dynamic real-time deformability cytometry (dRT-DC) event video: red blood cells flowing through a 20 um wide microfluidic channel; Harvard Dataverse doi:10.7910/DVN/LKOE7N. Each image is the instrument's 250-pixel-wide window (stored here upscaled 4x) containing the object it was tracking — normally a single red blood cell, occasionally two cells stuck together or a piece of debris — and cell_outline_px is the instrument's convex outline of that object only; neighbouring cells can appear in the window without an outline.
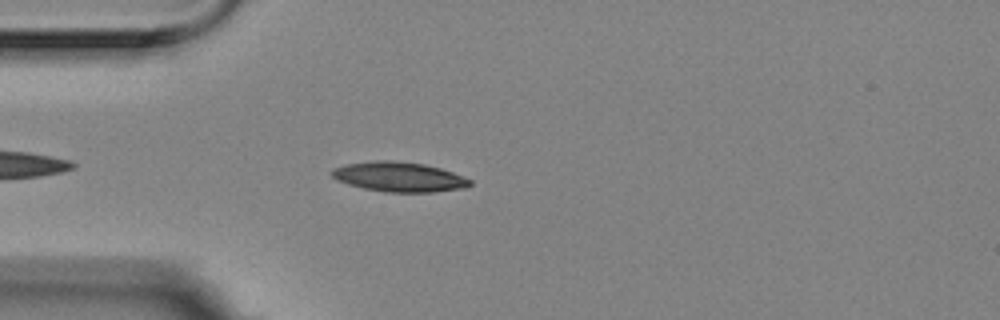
{"species": "Egyptian fruit bat (a non-hibernating species)", "species_latin": "Rousettus aegyptiacus", "temperature_condition": "room temperature", "stored_images_in_passage": 30, "camera_frame_rate_fps": 3000, "um_per_image_px": 0.085, "animal": {"sex": "female"}, "frame": {"image": 1, "passage_image": 5, "time_ms": 1.333, "image_size_px": [1000, 320], "cell_outline_px": [[472, 184], [468, 188], [432, 192], [384, 192], [364, 188], [348, 184], [336, 180], [332, 176], [332, 168], [348, 164], [376, 160], [388, 160], [424, 164], [440, 168], [452, 172], [472, 180]], "centroid_in_image_um": [33.95, 15.04], "position_along_channel_um": 51.1, "area_um2": 23.93}}
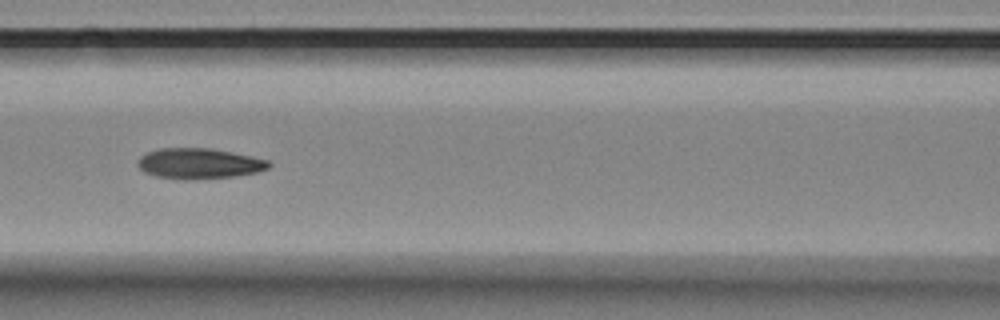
{"frame": {"image": 2, "passage_image": 14, "time_ms": 4.333, "image_size_px": [1000, 320], "cell_outline_px": [[272, 164], [268, 168], [256, 172], [232, 176], [184, 180], [156, 176], [144, 172], [136, 164], [140, 156], [148, 152], [160, 148], [212, 148], [252, 156], [268, 160]], "centroid_in_image_um": [16.9, 13.89], "position_along_channel_um": 149.7, "area_um2": 23.24}}
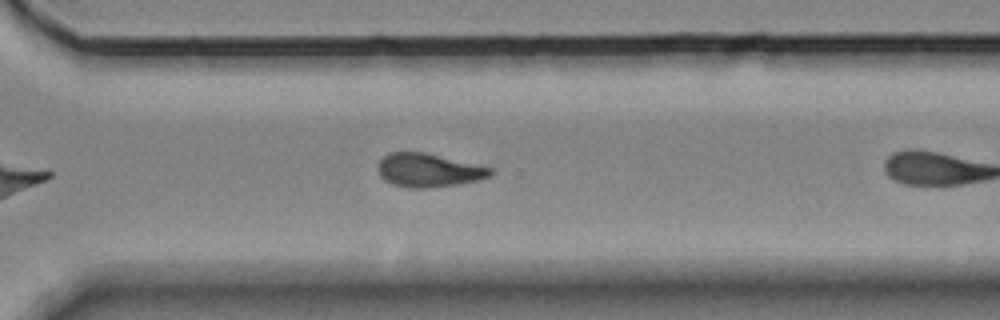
{"frame": {"image": 3, "passage_image": 26, "time_ms": 8.333, "image_size_px": [1000, 320], "cell_outline_px": [[492, 176], [480, 180], [456, 184], [428, 188], [408, 188], [392, 184], [384, 180], [380, 176], [376, 168], [380, 160], [388, 152], [424, 152], [492, 168]], "centroid_in_image_um": [36.39, 14.48], "position_along_channel_um": 334.2, "area_um2": 22.02}}